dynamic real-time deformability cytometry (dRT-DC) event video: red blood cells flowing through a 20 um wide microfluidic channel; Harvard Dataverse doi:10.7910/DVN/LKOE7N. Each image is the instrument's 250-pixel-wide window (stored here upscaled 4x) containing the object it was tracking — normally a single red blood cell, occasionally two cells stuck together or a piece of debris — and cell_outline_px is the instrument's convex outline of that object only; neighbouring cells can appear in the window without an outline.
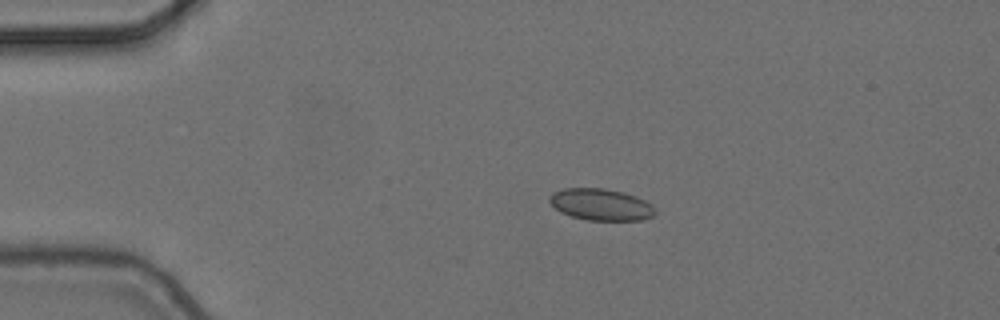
{"species": "common noctule bat (a hibernating species)", "species_latin": "Nyctalus noctula", "temperature_condition": "cold", "stored_images_in_passage": 2, "camera_frame_rate_fps": 3000, "um_per_image_px": 0.085, "animal": {"sex": "female", "body_mass_g": 24.6, "forearm_length_mm": 56.2}, "frame": {"image": 1, "passage_image": 1, "time_ms": 0.0, "image_size_px": [1000, 320], "cell_outline_px": [[656, 212], [652, 216], [644, 220], [588, 220], [572, 216], [560, 212], [548, 200], [548, 196], [552, 192], [564, 188], [604, 188], [624, 192], [636, 196], [652, 204]], "centroid_in_image_um": [51.07, 17.38], "position_along_channel_um": 33.9, "area_um2": 19.59}}